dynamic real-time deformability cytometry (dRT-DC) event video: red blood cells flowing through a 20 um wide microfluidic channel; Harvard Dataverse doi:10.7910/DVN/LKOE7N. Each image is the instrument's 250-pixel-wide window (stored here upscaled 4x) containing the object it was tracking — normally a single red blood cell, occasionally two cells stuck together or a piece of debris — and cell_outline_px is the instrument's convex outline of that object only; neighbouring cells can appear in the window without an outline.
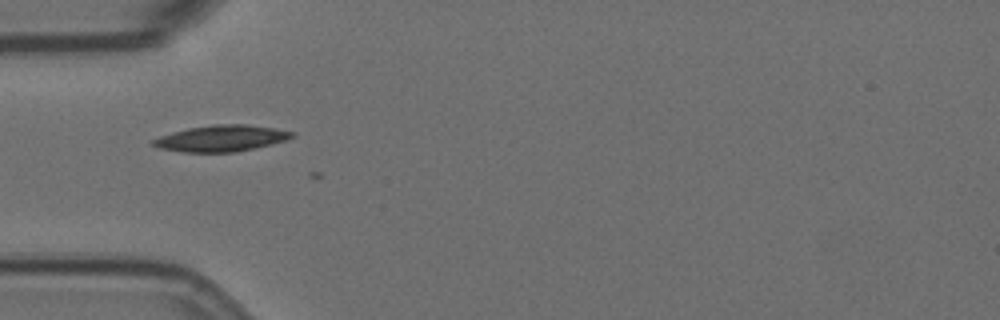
{"species": "Egyptian fruit bat (a non-hibernating species)", "species_latin": "Rousettus aegyptiacus", "temperature_condition": "room temperature", "stored_images_in_passage": 12, "camera_frame_rate_fps": 3000, "um_per_image_px": 0.085, "animal": {"sex": "female"}, "frame": {"image": 1, "passage_image": 1, "time_ms": 0.0, "image_size_px": [1000, 320], "cell_outline_px": [[296, 136], [288, 140], [272, 144], [236, 152], [184, 152], [160, 148], [152, 144], [152, 140], [160, 136], [172, 132], [188, 128], [212, 124], [244, 124], [276, 128], [296, 132]], "centroid_in_image_um": [18.87, 11.75], "position_along_channel_um": 66.1, "area_um2": 21.39}}
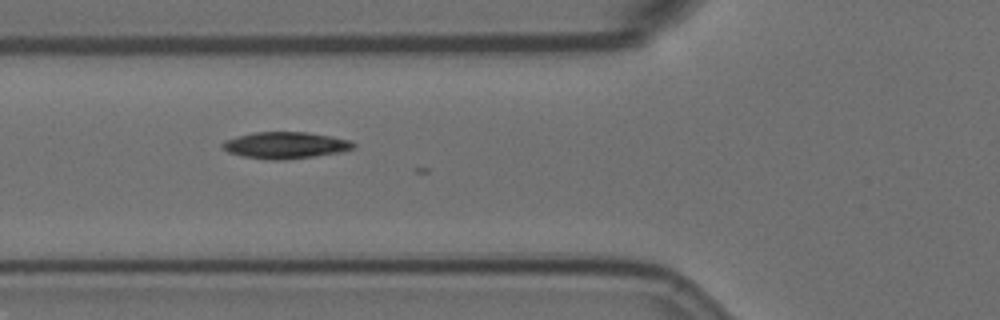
{"frame": {"image": 2, "passage_image": 4, "time_ms": 1.0, "image_size_px": [1000, 320], "cell_outline_px": [[356, 148], [344, 152], [284, 160], [272, 160], [244, 156], [228, 152], [220, 144], [224, 140], [252, 132], [308, 132], [332, 136], [352, 140], [356, 144]], "centroid_in_image_um": [24.33, 12.34], "position_along_channel_um": 101.5, "area_um2": 20.52}}
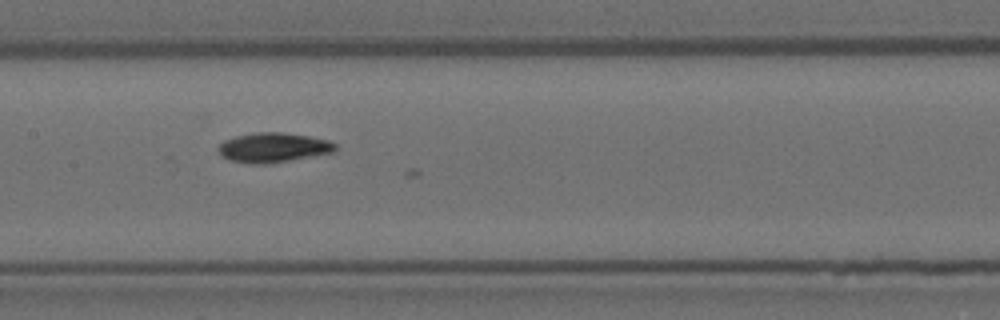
{"frame": {"image": 3, "passage_image": 11, "time_ms": 3.333, "image_size_px": [1000, 320], "cell_outline_px": [[336, 152], [264, 164], [248, 164], [228, 160], [220, 152], [220, 144], [224, 140], [236, 136], [256, 132], [280, 132], [308, 136], [328, 140], [336, 144]], "centroid_in_image_um": [23.24, 12.54], "position_along_channel_um": 184.2, "area_um2": 20.0}}